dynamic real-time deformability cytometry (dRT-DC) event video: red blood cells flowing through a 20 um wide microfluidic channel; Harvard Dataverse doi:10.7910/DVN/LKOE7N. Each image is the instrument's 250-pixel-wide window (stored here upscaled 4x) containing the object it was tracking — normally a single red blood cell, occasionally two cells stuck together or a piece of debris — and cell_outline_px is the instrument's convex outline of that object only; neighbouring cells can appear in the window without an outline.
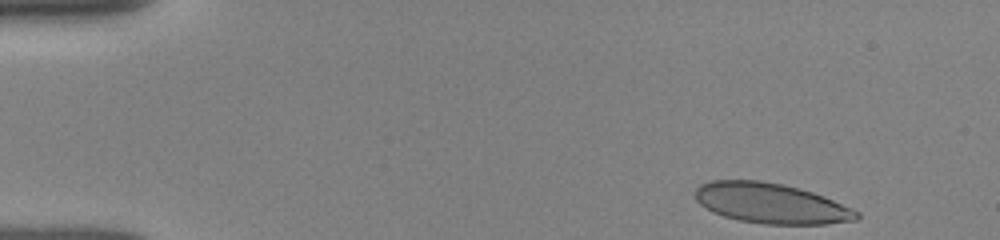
{"species": "human", "species_latin": "Homo sapiens", "temperature_condition": "room temperature", "stored_images_in_passage": 39, "camera_frame_rate_fps": 3000, "um_per_image_px": 0.085, "donor": {"sex": "female"}, "frame": {"image": 1, "passage_image": 1, "time_ms": 0.0, "image_size_px": [1000, 240], "cell_outline_px": [[860, 216], [856, 220], [824, 224], [764, 224], [740, 220], [724, 216], [712, 212], [700, 204], [696, 200], [696, 188], [700, 184], [712, 180], [760, 180], [784, 184], [800, 188], [824, 196], [852, 208], [860, 212]], "centroid_in_image_um": [65.54, 17.27], "position_along_channel_um": 19.5, "area_um2": 37.92}}
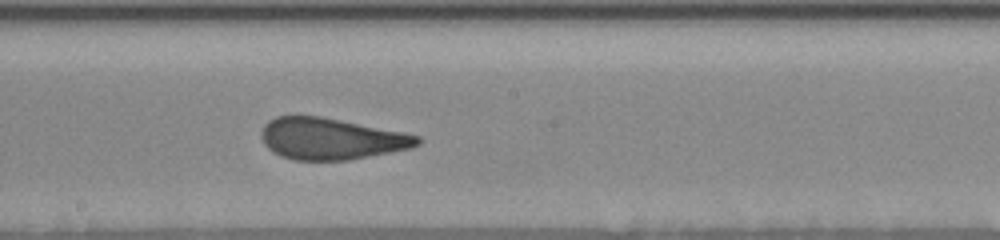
{"frame": {"image": 2, "passage_image": 22, "time_ms": 7.0, "image_size_px": [1000, 240], "cell_outline_px": [[424, 140], [420, 144], [412, 148], [348, 160], [296, 160], [280, 156], [272, 152], [264, 144], [260, 136], [260, 132], [264, 124], [268, 120], [276, 116], [320, 116], [404, 132], [420, 136]], "centroid_in_image_um": [28.14, 11.79], "position_along_channel_um": 220.1, "area_um2": 37.97}}
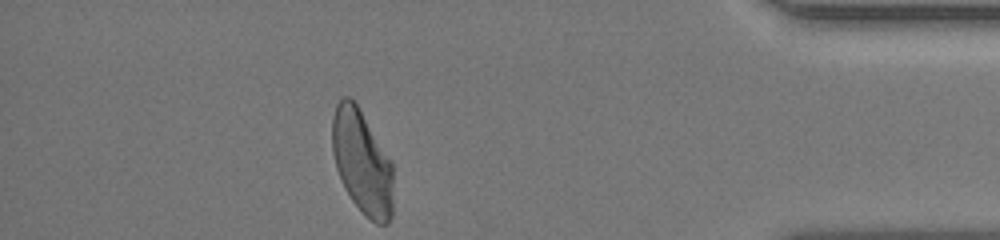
{"frame": {"image": 3, "passage_image": 39, "time_ms": 12.667, "image_size_px": [1000, 240], "cell_outline_px": [[392, 216], [388, 224], [376, 224], [352, 200], [344, 188], [336, 168], [332, 152], [332, 116], [336, 104], [344, 96], [348, 96], [356, 104], [392, 164]], "centroid_in_image_um": [30.75, 13.79], "position_along_channel_um": 404.5, "area_um2": 36.3}, "authors_computed_cell_mechanics": {"area_um2": 38.3214, "velocity_mm_per_s": 3.9292, "shape_relaxation_time_tau1_ms": 7.1095, "shape_relaxation_time_tau2_ms": 0.8612, "deformation_change_tau1": 0.215, "deformation_change_tau2": 0.0851}}